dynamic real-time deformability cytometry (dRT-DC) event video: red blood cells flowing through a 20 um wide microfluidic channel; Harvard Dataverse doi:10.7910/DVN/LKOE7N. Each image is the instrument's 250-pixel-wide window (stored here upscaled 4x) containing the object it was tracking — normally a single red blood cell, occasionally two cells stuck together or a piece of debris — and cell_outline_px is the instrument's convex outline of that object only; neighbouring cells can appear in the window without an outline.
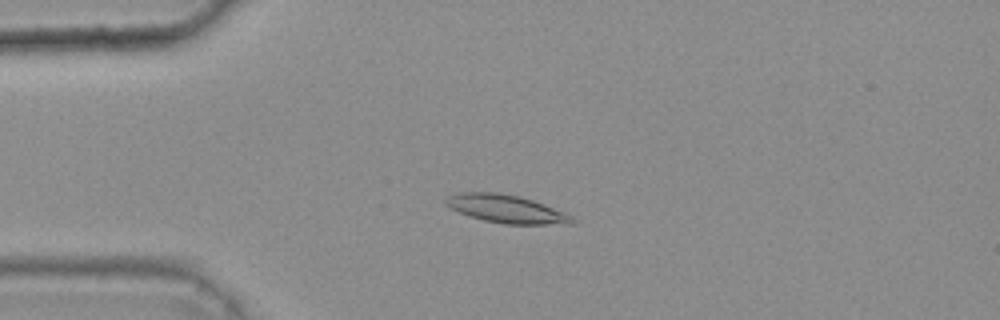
{"species": "common noctule bat (a hibernating species)", "species_latin": "Nyctalus noctula", "temperature_condition": "warm", "stored_images_in_passage": 28, "camera_frame_rate_fps": 3000, "um_per_image_px": 0.085, "animal": {"sex": "female", "body_mass_g": 25.1}, "frame": {"image": 1, "passage_image": 13, "time_ms": 4.0, "image_size_px": [1000, 320], "cell_outline_px": [[576, 220], [572, 224], [504, 224], [484, 220], [468, 216], [444, 204], [444, 200], [448, 196], [460, 192], [496, 192], [520, 196], [544, 204], [564, 212], [572, 216]], "centroid_in_image_um": [43.03, 17.75], "position_along_channel_um": 42.0, "area_um2": 20.63}}
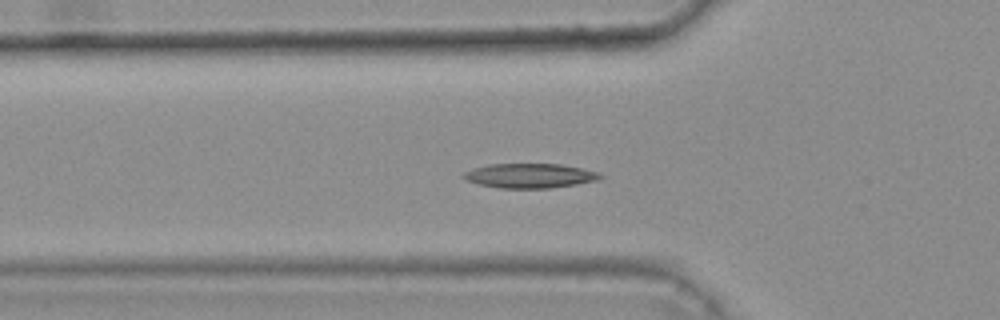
{"frame": {"image": 2, "passage_image": 18, "time_ms": 5.667, "image_size_px": [1000, 320], "cell_outline_px": [[604, 176], [596, 180], [576, 184], [552, 188], [500, 188], [480, 184], [464, 180], [460, 176], [464, 172], [472, 168], [488, 164], [560, 164], [600, 172]], "centroid_in_image_um": [44.99, 14.93], "position_along_channel_um": 80.8, "area_um2": 19.59}}
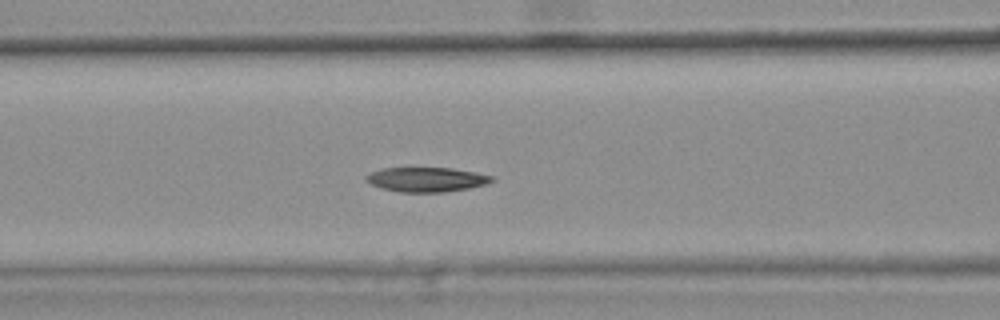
{"frame": {"image": 3, "passage_image": 22, "time_ms": 7.0, "image_size_px": [1000, 320], "cell_outline_px": [[496, 180], [484, 184], [468, 188], [444, 192], [400, 192], [380, 188], [364, 180], [364, 176], [372, 172], [384, 168], [452, 168], [496, 176]], "centroid_in_image_um": [36.26, 15.26], "position_along_channel_um": 130.3, "area_um2": 17.98}}